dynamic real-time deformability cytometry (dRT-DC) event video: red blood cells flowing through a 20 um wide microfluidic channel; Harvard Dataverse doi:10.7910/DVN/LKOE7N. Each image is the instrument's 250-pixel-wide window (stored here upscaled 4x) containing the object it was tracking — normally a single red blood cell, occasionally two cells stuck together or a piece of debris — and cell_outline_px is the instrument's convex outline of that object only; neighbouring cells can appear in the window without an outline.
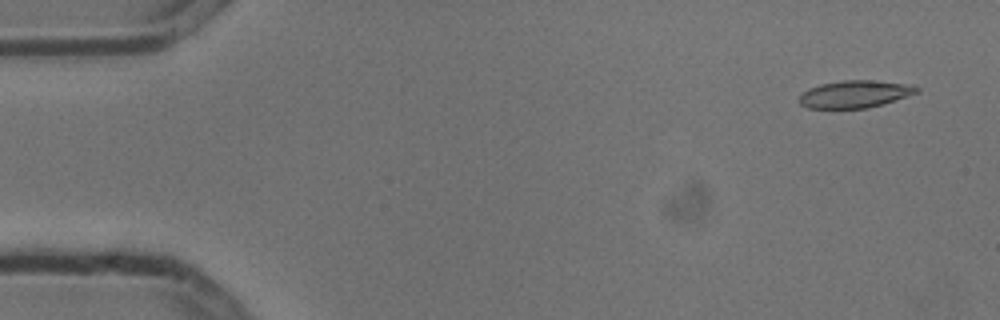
{"species": "common noctule bat (a hibernating species)", "species_latin": "Nyctalus noctula", "temperature_condition": "cold", "stored_images_in_passage": 4, "camera_frame_rate_fps": 3000, "um_per_image_px": 0.085, "animal": {"sex": "male", "body_mass_g": 13.3}, "frame": {"image": 1, "passage_image": 1, "time_ms": 0.0, "image_size_px": [1000, 320], "cell_outline_px": [[920, 92], [868, 108], [808, 108], [800, 104], [800, 96], [808, 88], [820, 84], [840, 80], [872, 80], [912, 84], [920, 88]], "centroid_in_image_um": [72.69, 7.98], "position_along_channel_um": 12.3, "area_um2": 18.73}}
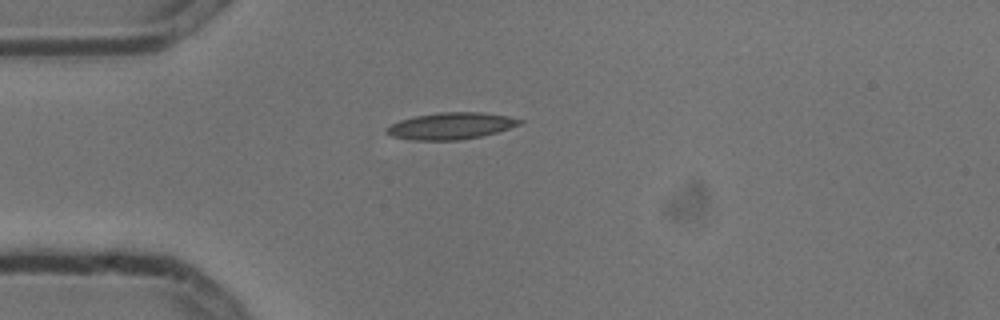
{"frame": {"image": 2, "passage_image": 4, "time_ms": 1.0, "image_size_px": [1000, 320], "cell_outline_px": [[524, 120], [520, 124], [496, 132], [480, 136], [460, 140], [412, 140], [392, 136], [384, 128], [400, 120], [416, 116], [440, 112], [480, 112], [508, 116]], "centroid_in_image_um": [38.32, 10.7], "position_along_channel_um": 46.7, "area_um2": 20.46}}